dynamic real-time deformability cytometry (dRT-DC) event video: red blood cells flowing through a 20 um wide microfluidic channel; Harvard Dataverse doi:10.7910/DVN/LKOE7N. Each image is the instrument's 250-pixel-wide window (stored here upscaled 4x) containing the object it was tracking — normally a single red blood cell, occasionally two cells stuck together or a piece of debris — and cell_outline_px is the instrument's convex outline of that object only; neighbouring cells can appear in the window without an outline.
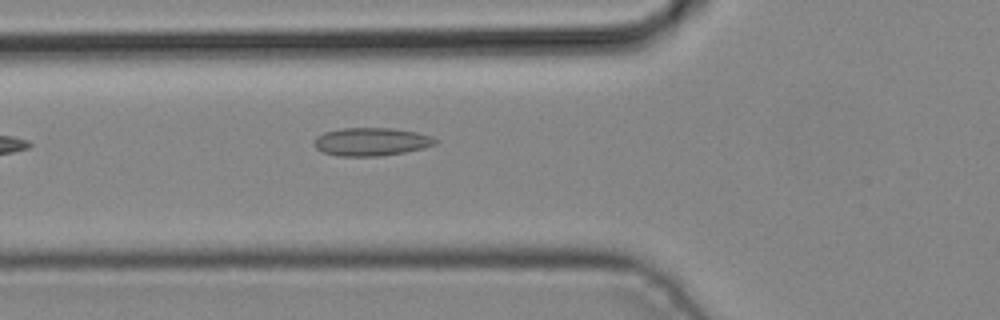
{"species": "common noctule bat (a hibernating species)", "species_latin": "Nyctalus noctula", "temperature_condition": "cold", "stored_images_in_passage": 4, "camera_frame_rate_fps": 3000, "um_per_image_px": 0.085, "animal": {"sex": "male", "body_mass_g": 19.2, "forearm_length_mm": 51.8}, "frame": {"image": 1, "passage_image": 4, "time_ms": 1.0, "image_size_px": [1000, 320], "cell_outline_px": [[440, 140], [436, 144], [424, 148], [404, 152], [380, 156], [336, 156], [320, 152], [312, 144], [312, 140], [316, 136], [324, 132], [340, 128], [392, 128], [416, 132], [432, 136]], "centroid_in_image_um": [31.52, 12.05], "position_along_channel_um": 94.3, "area_um2": 20.23}}